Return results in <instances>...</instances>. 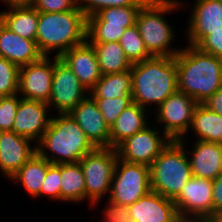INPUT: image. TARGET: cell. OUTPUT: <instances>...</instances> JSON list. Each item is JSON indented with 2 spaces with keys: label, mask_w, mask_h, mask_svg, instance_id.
<instances>
[{
  "label": "cell",
  "mask_w": 222,
  "mask_h": 222,
  "mask_svg": "<svg viewBox=\"0 0 222 222\" xmlns=\"http://www.w3.org/2000/svg\"><path fill=\"white\" fill-rule=\"evenodd\" d=\"M7 6H33L36 0H2Z\"/></svg>",
  "instance_id": "42"
},
{
  "label": "cell",
  "mask_w": 222,
  "mask_h": 222,
  "mask_svg": "<svg viewBox=\"0 0 222 222\" xmlns=\"http://www.w3.org/2000/svg\"><path fill=\"white\" fill-rule=\"evenodd\" d=\"M175 222H213L207 218L179 217Z\"/></svg>",
  "instance_id": "43"
},
{
  "label": "cell",
  "mask_w": 222,
  "mask_h": 222,
  "mask_svg": "<svg viewBox=\"0 0 222 222\" xmlns=\"http://www.w3.org/2000/svg\"><path fill=\"white\" fill-rule=\"evenodd\" d=\"M60 58L69 66L80 83L89 91L102 76L95 48L87 40L78 46L72 47Z\"/></svg>",
  "instance_id": "19"
},
{
  "label": "cell",
  "mask_w": 222,
  "mask_h": 222,
  "mask_svg": "<svg viewBox=\"0 0 222 222\" xmlns=\"http://www.w3.org/2000/svg\"><path fill=\"white\" fill-rule=\"evenodd\" d=\"M148 0H79V8L86 17L96 14L106 7H125L144 5Z\"/></svg>",
  "instance_id": "34"
},
{
  "label": "cell",
  "mask_w": 222,
  "mask_h": 222,
  "mask_svg": "<svg viewBox=\"0 0 222 222\" xmlns=\"http://www.w3.org/2000/svg\"><path fill=\"white\" fill-rule=\"evenodd\" d=\"M107 208H104V222H132L128 206L117 204L108 199Z\"/></svg>",
  "instance_id": "39"
},
{
  "label": "cell",
  "mask_w": 222,
  "mask_h": 222,
  "mask_svg": "<svg viewBox=\"0 0 222 222\" xmlns=\"http://www.w3.org/2000/svg\"><path fill=\"white\" fill-rule=\"evenodd\" d=\"M87 17L82 10L38 12L36 43L43 56L66 51L86 41Z\"/></svg>",
  "instance_id": "4"
},
{
  "label": "cell",
  "mask_w": 222,
  "mask_h": 222,
  "mask_svg": "<svg viewBox=\"0 0 222 222\" xmlns=\"http://www.w3.org/2000/svg\"><path fill=\"white\" fill-rule=\"evenodd\" d=\"M117 160L116 148L96 147L79 161L85 178L86 200L91 207L110 194Z\"/></svg>",
  "instance_id": "7"
},
{
  "label": "cell",
  "mask_w": 222,
  "mask_h": 222,
  "mask_svg": "<svg viewBox=\"0 0 222 222\" xmlns=\"http://www.w3.org/2000/svg\"><path fill=\"white\" fill-rule=\"evenodd\" d=\"M32 140L13 131H0V172L10 179L37 153ZM33 146V147H32Z\"/></svg>",
  "instance_id": "17"
},
{
  "label": "cell",
  "mask_w": 222,
  "mask_h": 222,
  "mask_svg": "<svg viewBox=\"0 0 222 222\" xmlns=\"http://www.w3.org/2000/svg\"><path fill=\"white\" fill-rule=\"evenodd\" d=\"M173 202L179 217L213 220V180L192 176Z\"/></svg>",
  "instance_id": "12"
},
{
  "label": "cell",
  "mask_w": 222,
  "mask_h": 222,
  "mask_svg": "<svg viewBox=\"0 0 222 222\" xmlns=\"http://www.w3.org/2000/svg\"><path fill=\"white\" fill-rule=\"evenodd\" d=\"M47 108L49 110L50 107L45 102L21 98L11 131L34 141L36 145L51 121Z\"/></svg>",
  "instance_id": "14"
},
{
  "label": "cell",
  "mask_w": 222,
  "mask_h": 222,
  "mask_svg": "<svg viewBox=\"0 0 222 222\" xmlns=\"http://www.w3.org/2000/svg\"><path fill=\"white\" fill-rule=\"evenodd\" d=\"M190 128L196 134V140L222 144V115L204 104L196 107Z\"/></svg>",
  "instance_id": "25"
},
{
  "label": "cell",
  "mask_w": 222,
  "mask_h": 222,
  "mask_svg": "<svg viewBox=\"0 0 222 222\" xmlns=\"http://www.w3.org/2000/svg\"><path fill=\"white\" fill-rule=\"evenodd\" d=\"M95 48L97 61L102 75L129 71L132 63L126 57L119 42L90 43Z\"/></svg>",
  "instance_id": "26"
},
{
  "label": "cell",
  "mask_w": 222,
  "mask_h": 222,
  "mask_svg": "<svg viewBox=\"0 0 222 222\" xmlns=\"http://www.w3.org/2000/svg\"><path fill=\"white\" fill-rule=\"evenodd\" d=\"M95 147H110V127L89 94L69 112Z\"/></svg>",
  "instance_id": "16"
},
{
  "label": "cell",
  "mask_w": 222,
  "mask_h": 222,
  "mask_svg": "<svg viewBox=\"0 0 222 222\" xmlns=\"http://www.w3.org/2000/svg\"><path fill=\"white\" fill-rule=\"evenodd\" d=\"M147 112L149 113L150 110L134 102L126 107L110 128V147L116 148L125 139L150 125L147 122Z\"/></svg>",
  "instance_id": "22"
},
{
  "label": "cell",
  "mask_w": 222,
  "mask_h": 222,
  "mask_svg": "<svg viewBox=\"0 0 222 222\" xmlns=\"http://www.w3.org/2000/svg\"><path fill=\"white\" fill-rule=\"evenodd\" d=\"M181 0H148L139 10L136 25L151 56L174 57L180 48H171L175 32L166 14L184 7ZM183 5V6H182ZM181 7V8H180Z\"/></svg>",
  "instance_id": "5"
},
{
  "label": "cell",
  "mask_w": 222,
  "mask_h": 222,
  "mask_svg": "<svg viewBox=\"0 0 222 222\" xmlns=\"http://www.w3.org/2000/svg\"><path fill=\"white\" fill-rule=\"evenodd\" d=\"M201 51L222 58V27L211 31L198 46Z\"/></svg>",
  "instance_id": "38"
},
{
  "label": "cell",
  "mask_w": 222,
  "mask_h": 222,
  "mask_svg": "<svg viewBox=\"0 0 222 222\" xmlns=\"http://www.w3.org/2000/svg\"><path fill=\"white\" fill-rule=\"evenodd\" d=\"M213 222H222V214L216 216V217L213 219Z\"/></svg>",
  "instance_id": "44"
},
{
  "label": "cell",
  "mask_w": 222,
  "mask_h": 222,
  "mask_svg": "<svg viewBox=\"0 0 222 222\" xmlns=\"http://www.w3.org/2000/svg\"><path fill=\"white\" fill-rule=\"evenodd\" d=\"M192 9L185 32L187 43L197 47L211 31L222 27V0H195Z\"/></svg>",
  "instance_id": "15"
},
{
  "label": "cell",
  "mask_w": 222,
  "mask_h": 222,
  "mask_svg": "<svg viewBox=\"0 0 222 222\" xmlns=\"http://www.w3.org/2000/svg\"><path fill=\"white\" fill-rule=\"evenodd\" d=\"M132 222H175L179 218L172 199L150 191L128 206Z\"/></svg>",
  "instance_id": "18"
},
{
  "label": "cell",
  "mask_w": 222,
  "mask_h": 222,
  "mask_svg": "<svg viewBox=\"0 0 222 222\" xmlns=\"http://www.w3.org/2000/svg\"><path fill=\"white\" fill-rule=\"evenodd\" d=\"M142 6L106 7L87 17V22H108V24L123 25L128 28L136 24L138 12Z\"/></svg>",
  "instance_id": "29"
},
{
  "label": "cell",
  "mask_w": 222,
  "mask_h": 222,
  "mask_svg": "<svg viewBox=\"0 0 222 222\" xmlns=\"http://www.w3.org/2000/svg\"><path fill=\"white\" fill-rule=\"evenodd\" d=\"M20 67L0 57V97L18 94Z\"/></svg>",
  "instance_id": "32"
},
{
  "label": "cell",
  "mask_w": 222,
  "mask_h": 222,
  "mask_svg": "<svg viewBox=\"0 0 222 222\" xmlns=\"http://www.w3.org/2000/svg\"><path fill=\"white\" fill-rule=\"evenodd\" d=\"M61 164H50L43 185L41 197L47 195L52 200L61 201Z\"/></svg>",
  "instance_id": "36"
},
{
  "label": "cell",
  "mask_w": 222,
  "mask_h": 222,
  "mask_svg": "<svg viewBox=\"0 0 222 222\" xmlns=\"http://www.w3.org/2000/svg\"><path fill=\"white\" fill-rule=\"evenodd\" d=\"M36 148L37 153L50 163L64 164L79 162L96 147L68 113L51 116L49 127Z\"/></svg>",
  "instance_id": "3"
},
{
  "label": "cell",
  "mask_w": 222,
  "mask_h": 222,
  "mask_svg": "<svg viewBox=\"0 0 222 222\" xmlns=\"http://www.w3.org/2000/svg\"><path fill=\"white\" fill-rule=\"evenodd\" d=\"M203 104L210 110L222 115V87L211 95Z\"/></svg>",
  "instance_id": "41"
},
{
  "label": "cell",
  "mask_w": 222,
  "mask_h": 222,
  "mask_svg": "<svg viewBox=\"0 0 222 222\" xmlns=\"http://www.w3.org/2000/svg\"><path fill=\"white\" fill-rule=\"evenodd\" d=\"M89 94L93 98H132L131 70L102 75Z\"/></svg>",
  "instance_id": "28"
},
{
  "label": "cell",
  "mask_w": 222,
  "mask_h": 222,
  "mask_svg": "<svg viewBox=\"0 0 222 222\" xmlns=\"http://www.w3.org/2000/svg\"><path fill=\"white\" fill-rule=\"evenodd\" d=\"M53 58L52 91L48 106L54 108L57 114H68L89 95V90L61 58Z\"/></svg>",
  "instance_id": "10"
},
{
  "label": "cell",
  "mask_w": 222,
  "mask_h": 222,
  "mask_svg": "<svg viewBox=\"0 0 222 222\" xmlns=\"http://www.w3.org/2000/svg\"><path fill=\"white\" fill-rule=\"evenodd\" d=\"M187 153L192 176L214 180L222 173V144L196 140Z\"/></svg>",
  "instance_id": "21"
},
{
  "label": "cell",
  "mask_w": 222,
  "mask_h": 222,
  "mask_svg": "<svg viewBox=\"0 0 222 222\" xmlns=\"http://www.w3.org/2000/svg\"><path fill=\"white\" fill-rule=\"evenodd\" d=\"M0 21L17 35L36 40L38 11L33 6H12L0 11Z\"/></svg>",
  "instance_id": "23"
},
{
  "label": "cell",
  "mask_w": 222,
  "mask_h": 222,
  "mask_svg": "<svg viewBox=\"0 0 222 222\" xmlns=\"http://www.w3.org/2000/svg\"><path fill=\"white\" fill-rule=\"evenodd\" d=\"M160 134L159 129L146 126L116 147L118 158L150 167L171 141L165 134L163 136Z\"/></svg>",
  "instance_id": "11"
},
{
  "label": "cell",
  "mask_w": 222,
  "mask_h": 222,
  "mask_svg": "<svg viewBox=\"0 0 222 222\" xmlns=\"http://www.w3.org/2000/svg\"><path fill=\"white\" fill-rule=\"evenodd\" d=\"M185 140H171L150 168L151 191L174 200L192 178Z\"/></svg>",
  "instance_id": "6"
},
{
  "label": "cell",
  "mask_w": 222,
  "mask_h": 222,
  "mask_svg": "<svg viewBox=\"0 0 222 222\" xmlns=\"http://www.w3.org/2000/svg\"><path fill=\"white\" fill-rule=\"evenodd\" d=\"M43 56L40 60L20 67L18 94L23 99L48 104L52 91L54 60Z\"/></svg>",
  "instance_id": "13"
},
{
  "label": "cell",
  "mask_w": 222,
  "mask_h": 222,
  "mask_svg": "<svg viewBox=\"0 0 222 222\" xmlns=\"http://www.w3.org/2000/svg\"><path fill=\"white\" fill-rule=\"evenodd\" d=\"M132 74V100L141 107L155 104L157 109L178 90L175 57L152 56L134 63Z\"/></svg>",
  "instance_id": "2"
},
{
  "label": "cell",
  "mask_w": 222,
  "mask_h": 222,
  "mask_svg": "<svg viewBox=\"0 0 222 222\" xmlns=\"http://www.w3.org/2000/svg\"><path fill=\"white\" fill-rule=\"evenodd\" d=\"M21 97L19 94L0 97V131H11Z\"/></svg>",
  "instance_id": "35"
},
{
  "label": "cell",
  "mask_w": 222,
  "mask_h": 222,
  "mask_svg": "<svg viewBox=\"0 0 222 222\" xmlns=\"http://www.w3.org/2000/svg\"><path fill=\"white\" fill-rule=\"evenodd\" d=\"M222 214V173L213 180V219Z\"/></svg>",
  "instance_id": "40"
},
{
  "label": "cell",
  "mask_w": 222,
  "mask_h": 222,
  "mask_svg": "<svg viewBox=\"0 0 222 222\" xmlns=\"http://www.w3.org/2000/svg\"><path fill=\"white\" fill-rule=\"evenodd\" d=\"M61 177V201L76 204L85 202V178L80 163L61 164Z\"/></svg>",
  "instance_id": "27"
},
{
  "label": "cell",
  "mask_w": 222,
  "mask_h": 222,
  "mask_svg": "<svg viewBox=\"0 0 222 222\" xmlns=\"http://www.w3.org/2000/svg\"><path fill=\"white\" fill-rule=\"evenodd\" d=\"M106 124L111 128L119 114L130 104L132 98H94Z\"/></svg>",
  "instance_id": "33"
},
{
  "label": "cell",
  "mask_w": 222,
  "mask_h": 222,
  "mask_svg": "<svg viewBox=\"0 0 222 222\" xmlns=\"http://www.w3.org/2000/svg\"><path fill=\"white\" fill-rule=\"evenodd\" d=\"M0 57L22 67L40 60L43 55L36 41L17 35L0 21Z\"/></svg>",
  "instance_id": "20"
},
{
  "label": "cell",
  "mask_w": 222,
  "mask_h": 222,
  "mask_svg": "<svg viewBox=\"0 0 222 222\" xmlns=\"http://www.w3.org/2000/svg\"><path fill=\"white\" fill-rule=\"evenodd\" d=\"M198 103L191 97L177 90L171 94L157 109L156 121L162 124L163 132L170 140H187L191 121ZM186 134V135H185Z\"/></svg>",
  "instance_id": "9"
},
{
  "label": "cell",
  "mask_w": 222,
  "mask_h": 222,
  "mask_svg": "<svg viewBox=\"0 0 222 222\" xmlns=\"http://www.w3.org/2000/svg\"><path fill=\"white\" fill-rule=\"evenodd\" d=\"M33 7L38 12L46 13L81 10L79 0H36Z\"/></svg>",
  "instance_id": "37"
},
{
  "label": "cell",
  "mask_w": 222,
  "mask_h": 222,
  "mask_svg": "<svg viewBox=\"0 0 222 222\" xmlns=\"http://www.w3.org/2000/svg\"><path fill=\"white\" fill-rule=\"evenodd\" d=\"M151 191L150 168L118 158L108 199L129 206Z\"/></svg>",
  "instance_id": "8"
},
{
  "label": "cell",
  "mask_w": 222,
  "mask_h": 222,
  "mask_svg": "<svg viewBox=\"0 0 222 222\" xmlns=\"http://www.w3.org/2000/svg\"><path fill=\"white\" fill-rule=\"evenodd\" d=\"M178 90L203 104L222 87V58L187 44L175 56Z\"/></svg>",
  "instance_id": "1"
},
{
  "label": "cell",
  "mask_w": 222,
  "mask_h": 222,
  "mask_svg": "<svg viewBox=\"0 0 222 222\" xmlns=\"http://www.w3.org/2000/svg\"><path fill=\"white\" fill-rule=\"evenodd\" d=\"M50 164L36 153L10 178V181L20 183L32 198H41V186Z\"/></svg>",
  "instance_id": "24"
},
{
  "label": "cell",
  "mask_w": 222,
  "mask_h": 222,
  "mask_svg": "<svg viewBox=\"0 0 222 222\" xmlns=\"http://www.w3.org/2000/svg\"><path fill=\"white\" fill-rule=\"evenodd\" d=\"M126 28L108 22H87L86 40L89 43L119 42Z\"/></svg>",
  "instance_id": "31"
},
{
  "label": "cell",
  "mask_w": 222,
  "mask_h": 222,
  "mask_svg": "<svg viewBox=\"0 0 222 222\" xmlns=\"http://www.w3.org/2000/svg\"><path fill=\"white\" fill-rule=\"evenodd\" d=\"M119 44L132 64L152 57L145 47L144 41L136 24L126 28L119 40Z\"/></svg>",
  "instance_id": "30"
}]
</instances>
